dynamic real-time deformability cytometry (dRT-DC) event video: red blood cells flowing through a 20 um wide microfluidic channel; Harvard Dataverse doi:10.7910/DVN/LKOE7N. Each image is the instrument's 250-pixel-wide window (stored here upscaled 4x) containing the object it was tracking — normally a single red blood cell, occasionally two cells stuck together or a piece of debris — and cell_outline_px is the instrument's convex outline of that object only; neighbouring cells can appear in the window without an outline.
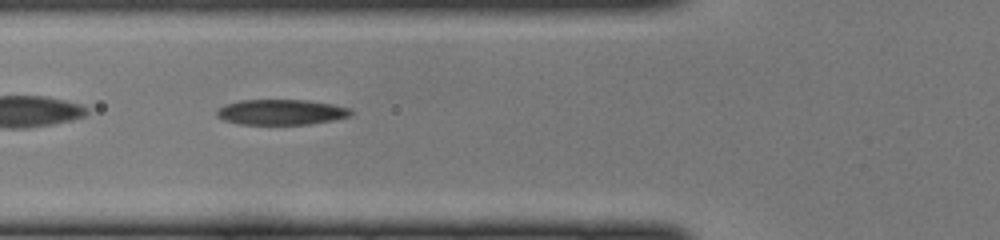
{"species": "common noctule bat (a hibernating species)", "species_latin": "Nyctalus noctula", "temperature_condition": "cold", "stored_images_in_passage": 32, "camera_frame_rate_fps": 3000, "um_per_image_px": 0.085, "animal": {"sex": "female", "body_mass_g": 22.0, "forearm_length_mm": 56.7}, "frame": {"image": 1, "passage_image": 5, "time_ms": 1.333, "image_size_px": [1000, 240], "cell_outline_px": [[352, 116], [332, 120], [308, 124], [240, 124], [224, 120], [216, 116], [216, 112], [224, 104], [240, 100], [308, 100], [332, 104], [352, 108]], "centroid_in_image_um": [23.91, 9.52], "position_along_channel_um": 101.9, "area_um2": 19.88}}
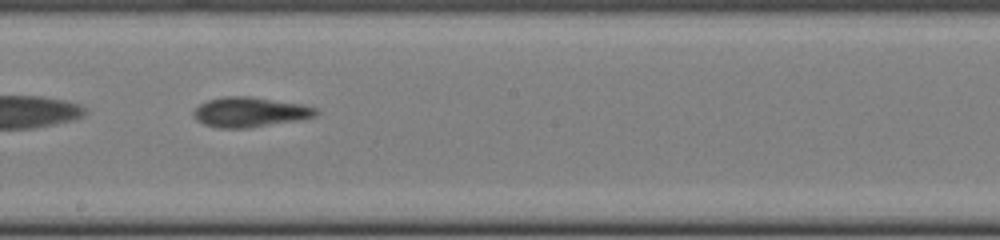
{"frame": {"image": 2, "passage_image": 14, "time_ms": 4.333, "image_size_px": [1000, 240], "cell_outline_px": [[320, 112], [316, 116], [296, 120], [248, 128], [220, 128], [204, 124], [196, 120], [192, 112], [200, 104], [208, 100], [224, 96], [248, 96], [300, 104], [316, 108]], "centroid_in_image_um": [21.21, 9.53], "position_along_channel_um": 227.0, "area_um2": 21.1}}
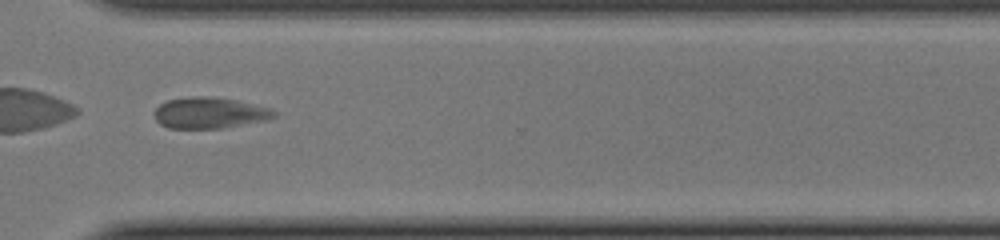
{"frame": {"image": 3, "passage_image": 23, "time_ms": 7.333, "image_size_px": [1000, 240], "cell_outline_px": [[276, 116], [264, 120], [224, 128], [168, 128], [160, 124], [156, 120], [152, 112], [160, 104], [168, 100], [192, 96], [212, 96], [236, 100], [272, 108], [276, 112]], "centroid_in_image_um": [17.79, 9.59], "position_along_channel_um": 352.8, "area_um2": 21.79}}